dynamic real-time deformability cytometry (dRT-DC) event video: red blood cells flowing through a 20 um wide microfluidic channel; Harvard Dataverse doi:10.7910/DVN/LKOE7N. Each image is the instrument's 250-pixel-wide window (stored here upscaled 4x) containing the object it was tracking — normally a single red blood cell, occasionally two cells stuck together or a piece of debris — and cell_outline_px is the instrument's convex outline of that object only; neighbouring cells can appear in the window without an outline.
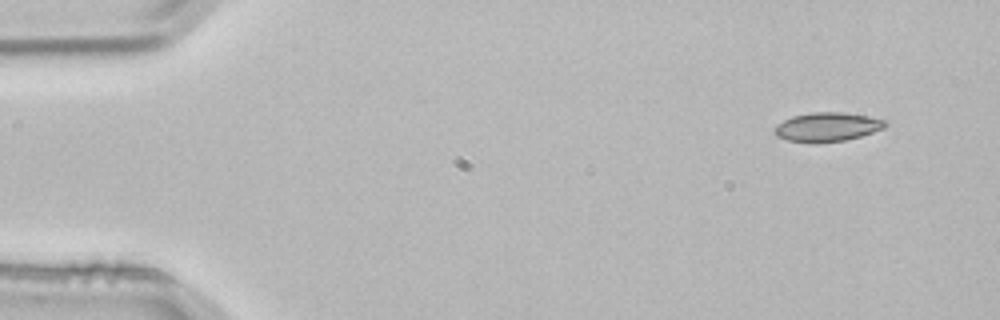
{"species": "common noctule bat (a hibernating species)", "species_latin": "Nyctalus noctula", "temperature_condition": "room temperature", "stored_images_in_passage": 3, "camera_frame_rate_fps": 3000, "um_per_image_px": 0.085, "animal": {"sex": "male", "body_mass_g": 21.5, "forearm_length_mm": 52.0}, "frame": {"image": 1, "passage_image": 1, "time_ms": 0.0, "image_size_px": [1000, 320], "cell_outline_px": [[888, 124], [884, 128], [860, 136], [844, 140], [816, 144], [808, 144], [788, 140], [776, 136], [772, 132], [772, 128], [776, 124], [792, 116], [812, 112], [840, 112], [868, 116], [888, 120]], "centroid_in_image_um": [70.27, 10.8], "position_along_channel_um": 14.7, "area_um2": 19.13}}